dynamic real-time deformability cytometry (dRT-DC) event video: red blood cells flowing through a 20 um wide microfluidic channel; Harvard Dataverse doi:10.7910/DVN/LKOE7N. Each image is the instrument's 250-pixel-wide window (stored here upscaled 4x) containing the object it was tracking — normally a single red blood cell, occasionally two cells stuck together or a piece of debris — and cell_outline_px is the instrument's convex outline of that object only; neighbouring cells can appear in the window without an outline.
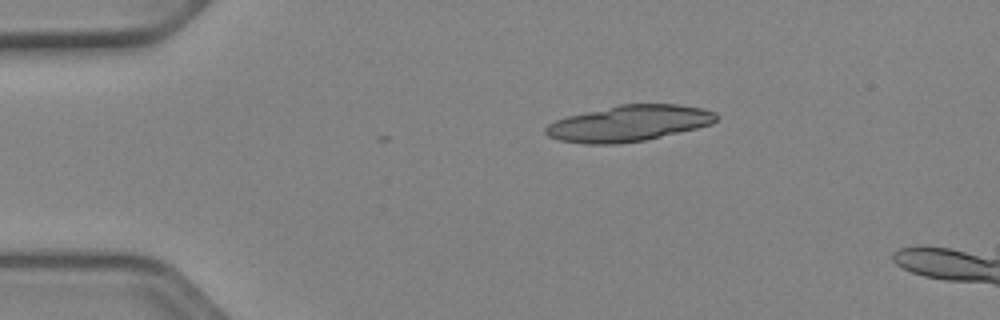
{"species": "Egyptian fruit bat (a non-hibernating species)", "species_latin": "Rousettus aegyptiacus", "temperature_condition": "cold", "stored_images_in_passage": 7, "camera_frame_rate_fps": 3000, "um_per_image_px": 0.085, "animal": {"sex": "female"}, "frame": {"image": 1, "passage_image": 1, "time_ms": 0.0, "image_size_px": [1000, 320], "cell_outline_px": [[716, 120], [712, 124], [696, 128], [644, 140], [616, 144], [588, 144], [560, 140], [548, 136], [544, 132], [544, 128], [548, 124], [556, 120], [568, 116], [620, 104], [680, 104], [704, 108], [716, 112]], "centroid_in_image_um": [53.46, 10.48], "position_along_channel_um": 31.5, "area_um2": 35.6}}